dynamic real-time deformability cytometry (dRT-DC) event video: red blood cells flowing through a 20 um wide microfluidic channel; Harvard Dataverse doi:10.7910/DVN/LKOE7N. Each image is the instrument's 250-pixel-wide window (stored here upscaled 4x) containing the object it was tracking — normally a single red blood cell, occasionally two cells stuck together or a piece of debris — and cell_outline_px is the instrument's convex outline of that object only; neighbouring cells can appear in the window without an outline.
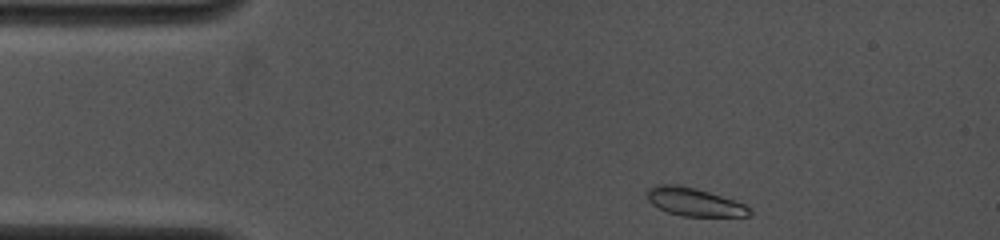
{"species": "common noctule bat (a hibernating species)", "species_latin": "Nyctalus noctula", "temperature_condition": "cold", "stored_images_in_passage": 15, "camera_frame_rate_fps": 4000, "um_per_image_px": 0.085, "animal": {"sex": "female", "body_mass_g": 19.0, "forearm_length_mm": 53.3}, "frame": {"image": 1, "passage_image": 1, "time_ms": 0.0, "image_size_px": [1000, 240], "cell_outline_px": [[752, 216], [684, 216], [668, 212], [652, 204], [648, 200], [648, 188], [656, 184], [680, 184], [708, 192], [744, 204], [752, 208]], "centroid_in_image_um": [59.02, 17.16], "position_along_channel_um": 26.0, "area_um2": 16.65}}
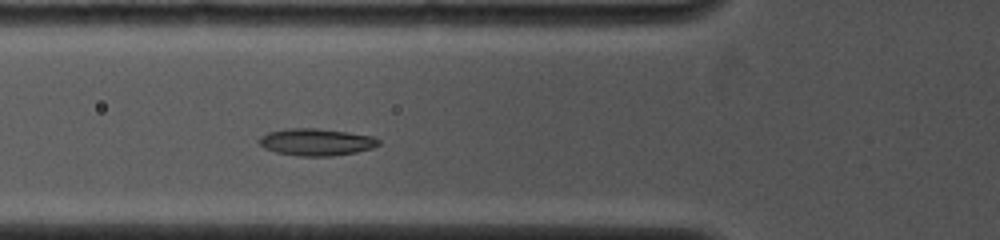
{"frame": {"image": 2, "passage_image": 10, "time_ms": 3.25, "image_size_px": [1000, 240], "cell_outline_px": [[380, 144], [372, 148], [356, 152], [332, 156], [300, 156], [276, 152], [264, 148], [260, 144], [260, 136], [268, 132], [288, 128], [316, 128], [348, 132], [372, 136], [380, 140]], "centroid_in_image_um": [26.89, 12.07], "position_along_channel_um": 98.9, "area_um2": 18.79}}
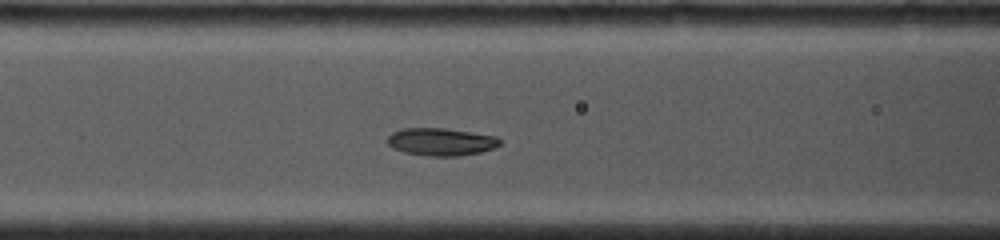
{"frame": {"image": 3, "passage_image": 14, "time_ms": 4.0, "image_size_px": [1000, 240], "cell_outline_px": [[500, 144], [492, 148], [480, 152], [460, 156], [428, 156], [404, 152], [392, 148], [388, 144], [388, 136], [392, 132], [404, 128], [444, 128], [496, 136], [500, 140]], "centroid_in_image_um": [37.46, 12.05], "position_along_channel_um": 129.1, "area_um2": 17.98}}